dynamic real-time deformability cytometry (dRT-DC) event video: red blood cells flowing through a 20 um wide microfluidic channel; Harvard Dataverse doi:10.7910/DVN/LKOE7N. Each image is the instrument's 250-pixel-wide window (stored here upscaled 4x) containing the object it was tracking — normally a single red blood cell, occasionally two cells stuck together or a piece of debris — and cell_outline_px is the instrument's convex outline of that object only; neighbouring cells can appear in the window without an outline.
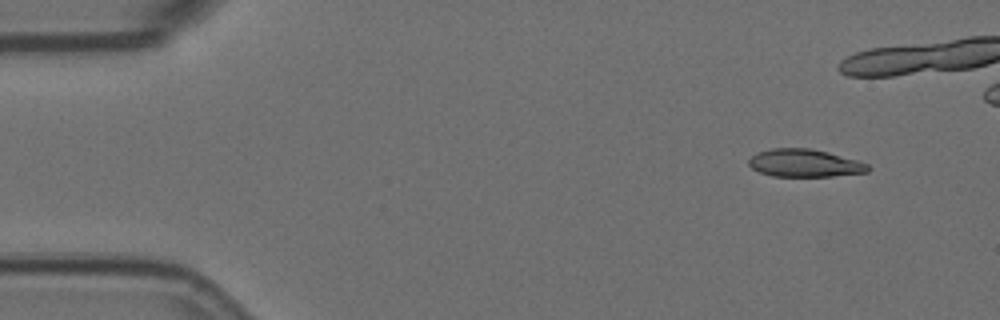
{"species": "Egyptian fruit bat (a non-hibernating species)", "species_latin": "Rousettus aegyptiacus", "temperature_condition": "room temperature", "stored_images_in_passage": 5, "camera_frame_rate_fps": 3000, "um_per_image_px": 0.085, "animal": {"sex": "female"}, "frame": {"image": 1, "passage_image": 1, "time_ms": 0.0, "image_size_px": [1000, 320], "cell_outline_px": [[872, 168], [868, 172], [832, 176], [772, 176], [760, 172], [752, 168], [748, 164], [748, 160], [756, 152], [772, 148], [812, 148], [828, 152], [856, 160], [868, 164]], "centroid_in_image_um": [68.39, 13.86], "position_along_channel_um": 16.6, "area_um2": 19.31}}